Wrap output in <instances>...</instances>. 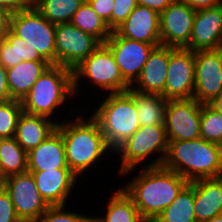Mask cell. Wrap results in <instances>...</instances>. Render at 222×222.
<instances>
[{"label": "cell", "instance_id": "obj_17", "mask_svg": "<svg viewBox=\"0 0 222 222\" xmlns=\"http://www.w3.org/2000/svg\"><path fill=\"white\" fill-rule=\"evenodd\" d=\"M115 31L121 37L130 40L161 45L160 14L137 4L128 18Z\"/></svg>", "mask_w": 222, "mask_h": 222}, {"label": "cell", "instance_id": "obj_16", "mask_svg": "<svg viewBox=\"0 0 222 222\" xmlns=\"http://www.w3.org/2000/svg\"><path fill=\"white\" fill-rule=\"evenodd\" d=\"M222 48V4L197 10L185 49L218 50Z\"/></svg>", "mask_w": 222, "mask_h": 222}, {"label": "cell", "instance_id": "obj_40", "mask_svg": "<svg viewBox=\"0 0 222 222\" xmlns=\"http://www.w3.org/2000/svg\"><path fill=\"white\" fill-rule=\"evenodd\" d=\"M191 8L197 10L210 8L222 4V0H181Z\"/></svg>", "mask_w": 222, "mask_h": 222}, {"label": "cell", "instance_id": "obj_10", "mask_svg": "<svg viewBox=\"0 0 222 222\" xmlns=\"http://www.w3.org/2000/svg\"><path fill=\"white\" fill-rule=\"evenodd\" d=\"M9 194L14 210L21 222L38 219L50 207L38 192L34 176L26 171L0 181Z\"/></svg>", "mask_w": 222, "mask_h": 222}, {"label": "cell", "instance_id": "obj_9", "mask_svg": "<svg viewBox=\"0 0 222 222\" xmlns=\"http://www.w3.org/2000/svg\"><path fill=\"white\" fill-rule=\"evenodd\" d=\"M102 43L73 24L63 23L55 27V65L74 70Z\"/></svg>", "mask_w": 222, "mask_h": 222}, {"label": "cell", "instance_id": "obj_2", "mask_svg": "<svg viewBox=\"0 0 222 222\" xmlns=\"http://www.w3.org/2000/svg\"><path fill=\"white\" fill-rule=\"evenodd\" d=\"M56 130L63 138L67 167L77 177L103 159L107 151H112L92 116L85 119L78 115L74 120L57 123Z\"/></svg>", "mask_w": 222, "mask_h": 222}, {"label": "cell", "instance_id": "obj_5", "mask_svg": "<svg viewBox=\"0 0 222 222\" xmlns=\"http://www.w3.org/2000/svg\"><path fill=\"white\" fill-rule=\"evenodd\" d=\"M74 96L73 71L60 65H50L21 101L23 112L53 119L68 97Z\"/></svg>", "mask_w": 222, "mask_h": 222}, {"label": "cell", "instance_id": "obj_12", "mask_svg": "<svg viewBox=\"0 0 222 222\" xmlns=\"http://www.w3.org/2000/svg\"><path fill=\"white\" fill-rule=\"evenodd\" d=\"M114 56L123 79L132 86L139 78L152 50L160 45L130 40L116 31L104 43Z\"/></svg>", "mask_w": 222, "mask_h": 222}, {"label": "cell", "instance_id": "obj_6", "mask_svg": "<svg viewBox=\"0 0 222 222\" xmlns=\"http://www.w3.org/2000/svg\"><path fill=\"white\" fill-rule=\"evenodd\" d=\"M168 151L165 126H140L135 133L122 143L114 152L121 157L119 175H128L137 166L143 164L154 153L159 154L146 166H161ZM143 162V163H142Z\"/></svg>", "mask_w": 222, "mask_h": 222}, {"label": "cell", "instance_id": "obj_11", "mask_svg": "<svg viewBox=\"0 0 222 222\" xmlns=\"http://www.w3.org/2000/svg\"><path fill=\"white\" fill-rule=\"evenodd\" d=\"M202 104L195 99L167 100L165 131L167 141L200 138Z\"/></svg>", "mask_w": 222, "mask_h": 222}, {"label": "cell", "instance_id": "obj_27", "mask_svg": "<svg viewBox=\"0 0 222 222\" xmlns=\"http://www.w3.org/2000/svg\"><path fill=\"white\" fill-rule=\"evenodd\" d=\"M27 171V152L15 137L0 139V181Z\"/></svg>", "mask_w": 222, "mask_h": 222}, {"label": "cell", "instance_id": "obj_37", "mask_svg": "<svg viewBox=\"0 0 222 222\" xmlns=\"http://www.w3.org/2000/svg\"><path fill=\"white\" fill-rule=\"evenodd\" d=\"M32 5V0H0V7L5 8L11 14Z\"/></svg>", "mask_w": 222, "mask_h": 222}, {"label": "cell", "instance_id": "obj_3", "mask_svg": "<svg viewBox=\"0 0 222 222\" xmlns=\"http://www.w3.org/2000/svg\"><path fill=\"white\" fill-rule=\"evenodd\" d=\"M163 166L188 182L222 177V146L201 137L169 141Z\"/></svg>", "mask_w": 222, "mask_h": 222}, {"label": "cell", "instance_id": "obj_33", "mask_svg": "<svg viewBox=\"0 0 222 222\" xmlns=\"http://www.w3.org/2000/svg\"><path fill=\"white\" fill-rule=\"evenodd\" d=\"M66 207V205L65 207L64 205L50 206L46 212L32 222H90L91 216L71 212V210L68 212Z\"/></svg>", "mask_w": 222, "mask_h": 222}, {"label": "cell", "instance_id": "obj_15", "mask_svg": "<svg viewBox=\"0 0 222 222\" xmlns=\"http://www.w3.org/2000/svg\"><path fill=\"white\" fill-rule=\"evenodd\" d=\"M195 13V9L181 0H174L160 13L161 45L185 48L189 44Z\"/></svg>", "mask_w": 222, "mask_h": 222}, {"label": "cell", "instance_id": "obj_8", "mask_svg": "<svg viewBox=\"0 0 222 222\" xmlns=\"http://www.w3.org/2000/svg\"><path fill=\"white\" fill-rule=\"evenodd\" d=\"M55 27L33 6L12 13L9 30L55 65Z\"/></svg>", "mask_w": 222, "mask_h": 222}, {"label": "cell", "instance_id": "obj_36", "mask_svg": "<svg viewBox=\"0 0 222 222\" xmlns=\"http://www.w3.org/2000/svg\"><path fill=\"white\" fill-rule=\"evenodd\" d=\"M90 7L100 16L112 31V11L114 0H86Z\"/></svg>", "mask_w": 222, "mask_h": 222}, {"label": "cell", "instance_id": "obj_31", "mask_svg": "<svg viewBox=\"0 0 222 222\" xmlns=\"http://www.w3.org/2000/svg\"><path fill=\"white\" fill-rule=\"evenodd\" d=\"M200 137L222 146V114L216 112L208 104H202Z\"/></svg>", "mask_w": 222, "mask_h": 222}, {"label": "cell", "instance_id": "obj_4", "mask_svg": "<svg viewBox=\"0 0 222 222\" xmlns=\"http://www.w3.org/2000/svg\"><path fill=\"white\" fill-rule=\"evenodd\" d=\"M91 115L100 125L108 147L114 151L140 127L134 98L126 91L108 93Z\"/></svg>", "mask_w": 222, "mask_h": 222}, {"label": "cell", "instance_id": "obj_19", "mask_svg": "<svg viewBox=\"0 0 222 222\" xmlns=\"http://www.w3.org/2000/svg\"><path fill=\"white\" fill-rule=\"evenodd\" d=\"M168 64L169 47L163 45L155 47L132 88L143 93L160 94L165 98Z\"/></svg>", "mask_w": 222, "mask_h": 222}, {"label": "cell", "instance_id": "obj_42", "mask_svg": "<svg viewBox=\"0 0 222 222\" xmlns=\"http://www.w3.org/2000/svg\"><path fill=\"white\" fill-rule=\"evenodd\" d=\"M208 105L216 112L222 114V93L209 102Z\"/></svg>", "mask_w": 222, "mask_h": 222}, {"label": "cell", "instance_id": "obj_39", "mask_svg": "<svg viewBox=\"0 0 222 222\" xmlns=\"http://www.w3.org/2000/svg\"><path fill=\"white\" fill-rule=\"evenodd\" d=\"M174 0H137V4L162 13Z\"/></svg>", "mask_w": 222, "mask_h": 222}, {"label": "cell", "instance_id": "obj_21", "mask_svg": "<svg viewBox=\"0 0 222 222\" xmlns=\"http://www.w3.org/2000/svg\"><path fill=\"white\" fill-rule=\"evenodd\" d=\"M194 214L197 222L222 214V177L194 181Z\"/></svg>", "mask_w": 222, "mask_h": 222}, {"label": "cell", "instance_id": "obj_24", "mask_svg": "<svg viewBox=\"0 0 222 222\" xmlns=\"http://www.w3.org/2000/svg\"><path fill=\"white\" fill-rule=\"evenodd\" d=\"M127 92L134 98L140 126H164L167 100L162 95L143 93L132 86Z\"/></svg>", "mask_w": 222, "mask_h": 222}, {"label": "cell", "instance_id": "obj_13", "mask_svg": "<svg viewBox=\"0 0 222 222\" xmlns=\"http://www.w3.org/2000/svg\"><path fill=\"white\" fill-rule=\"evenodd\" d=\"M195 86L194 51L169 47L168 75L165 99H193Z\"/></svg>", "mask_w": 222, "mask_h": 222}, {"label": "cell", "instance_id": "obj_41", "mask_svg": "<svg viewBox=\"0 0 222 222\" xmlns=\"http://www.w3.org/2000/svg\"><path fill=\"white\" fill-rule=\"evenodd\" d=\"M11 13L0 7V40L5 37L10 28Z\"/></svg>", "mask_w": 222, "mask_h": 222}, {"label": "cell", "instance_id": "obj_20", "mask_svg": "<svg viewBox=\"0 0 222 222\" xmlns=\"http://www.w3.org/2000/svg\"><path fill=\"white\" fill-rule=\"evenodd\" d=\"M67 167L62 135L55 130L36 148L27 153V171H44Z\"/></svg>", "mask_w": 222, "mask_h": 222}, {"label": "cell", "instance_id": "obj_32", "mask_svg": "<svg viewBox=\"0 0 222 222\" xmlns=\"http://www.w3.org/2000/svg\"><path fill=\"white\" fill-rule=\"evenodd\" d=\"M22 111L19 100L0 102V139L15 137L17 121Z\"/></svg>", "mask_w": 222, "mask_h": 222}, {"label": "cell", "instance_id": "obj_7", "mask_svg": "<svg viewBox=\"0 0 222 222\" xmlns=\"http://www.w3.org/2000/svg\"><path fill=\"white\" fill-rule=\"evenodd\" d=\"M85 77L90 81L89 85L109 93L126 92L131 87L123 79L111 50L104 43L73 70L74 94L77 95L79 84Z\"/></svg>", "mask_w": 222, "mask_h": 222}, {"label": "cell", "instance_id": "obj_35", "mask_svg": "<svg viewBox=\"0 0 222 222\" xmlns=\"http://www.w3.org/2000/svg\"><path fill=\"white\" fill-rule=\"evenodd\" d=\"M0 222H21L17 217L9 194L0 185Z\"/></svg>", "mask_w": 222, "mask_h": 222}, {"label": "cell", "instance_id": "obj_28", "mask_svg": "<svg viewBox=\"0 0 222 222\" xmlns=\"http://www.w3.org/2000/svg\"><path fill=\"white\" fill-rule=\"evenodd\" d=\"M156 219L159 222H197L194 214V181L189 182Z\"/></svg>", "mask_w": 222, "mask_h": 222}, {"label": "cell", "instance_id": "obj_14", "mask_svg": "<svg viewBox=\"0 0 222 222\" xmlns=\"http://www.w3.org/2000/svg\"><path fill=\"white\" fill-rule=\"evenodd\" d=\"M195 57V86L193 99L208 104L222 93V48L197 50Z\"/></svg>", "mask_w": 222, "mask_h": 222}, {"label": "cell", "instance_id": "obj_29", "mask_svg": "<svg viewBox=\"0 0 222 222\" xmlns=\"http://www.w3.org/2000/svg\"><path fill=\"white\" fill-rule=\"evenodd\" d=\"M85 0H32V5L54 25L71 22Z\"/></svg>", "mask_w": 222, "mask_h": 222}, {"label": "cell", "instance_id": "obj_18", "mask_svg": "<svg viewBox=\"0 0 222 222\" xmlns=\"http://www.w3.org/2000/svg\"><path fill=\"white\" fill-rule=\"evenodd\" d=\"M34 176L38 192L49 206L67 205L75 188L77 176L70 169L29 171Z\"/></svg>", "mask_w": 222, "mask_h": 222}, {"label": "cell", "instance_id": "obj_26", "mask_svg": "<svg viewBox=\"0 0 222 222\" xmlns=\"http://www.w3.org/2000/svg\"><path fill=\"white\" fill-rule=\"evenodd\" d=\"M109 197L105 216H91L90 222H145L132 199L120 188Z\"/></svg>", "mask_w": 222, "mask_h": 222}, {"label": "cell", "instance_id": "obj_25", "mask_svg": "<svg viewBox=\"0 0 222 222\" xmlns=\"http://www.w3.org/2000/svg\"><path fill=\"white\" fill-rule=\"evenodd\" d=\"M22 61H46L37 50L10 30L0 40V64L6 69Z\"/></svg>", "mask_w": 222, "mask_h": 222}, {"label": "cell", "instance_id": "obj_30", "mask_svg": "<svg viewBox=\"0 0 222 222\" xmlns=\"http://www.w3.org/2000/svg\"><path fill=\"white\" fill-rule=\"evenodd\" d=\"M70 23L83 32L91 34L101 43H105L112 34L108 24L97 15L86 0L74 13Z\"/></svg>", "mask_w": 222, "mask_h": 222}, {"label": "cell", "instance_id": "obj_38", "mask_svg": "<svg viewBox=\"0 0 222 222\" xmlns=\"http://www.w3.org/2000/svg\"><path fill=\"white\" fill-rule=\"evenodd\" d=\"M8 78H7V69L0 64V102L11 100Z\"/></svg>", "mask_w": 222, "mask_h": 222}, {"label": "cell", "instance_id": "obj_34", "mask_svg": "<svg viewBox=\"0 0 222 222\" xmlns=\"http://www.w3.org/2000/svg\"><path fill=\"white\" fill-rule=\"evenodd\" d=\"M112 11V31H115L128 18L137 6V0H114Z\"/></svg>", "mask_w": 222, "mask_h": 222}, {"label": "cell", "instance_id": "obj_43", "mask_svg": "<svg viewBox=\"0 0 222 222\" xmlns=\"http://www.w3.org/2000/svg\"><path fill=\"white\" fill-rule=\"evenodd\" d=\"M206 222H222V214L218 215V216H215V217H213L212 219H210Z\"/></svg>", "mask_w": 222, "mask_h": 222}, {"label": "cell", "instance_id": "obj_1", "mask_svg": "<svg viewBox=\"0 0 222 222\" xmlns=\"http://www.w3.org/2000/svg\"><path fill=\"white\" fill-rule=\"evenodd\" d=\"M141 172L122 186L144 221L156 219L189 183L182 176L161 166H143Z\"/></svg>", "mask_w": 222, "mask_h": 222}, {"label": "cell", "instance_id": "obj_44", "mask_svg": "<svg viewBox=\"0 0 222 222\" xmlns=\"http://www.w3.org/2000/svg\"><path fill=\"white\" fill-rule=\"evenodd\" d=\"M145 222H159L157 219H150V220H147Z\"/></svg>", "mask_w": 222, "mask_h": 222}, {"label": "cell", "instance_id": "obj_22", "mask_svg": "<svg viewBox=\"0 0 222 222\" xmlns=\"http://www.w3.org/2000/svg\"><path fill=\"white\" fill-rule=\"evenodd\" d=\"M57 123L58 120L55 122L51 118L22 111L17 121L15 139L28 153L56 130Z\"/></svg>", "mask_w": 222, "mask_h": 222}, {"label": "cell", "instance_id": "obj_23", "mask_svg": "<svg viewBox=\"0 0 222 222\" xmlns=\"http://www.w3.org/2000/svg\"><path fill=\"white\" fill-rule=\"evenodd\" d=\"M50 65L47 61H22L8 68L7 78L11 98L22 101Z\"/></svg>", "mask_w": 222, "mask_h": 222}]
</instances>
